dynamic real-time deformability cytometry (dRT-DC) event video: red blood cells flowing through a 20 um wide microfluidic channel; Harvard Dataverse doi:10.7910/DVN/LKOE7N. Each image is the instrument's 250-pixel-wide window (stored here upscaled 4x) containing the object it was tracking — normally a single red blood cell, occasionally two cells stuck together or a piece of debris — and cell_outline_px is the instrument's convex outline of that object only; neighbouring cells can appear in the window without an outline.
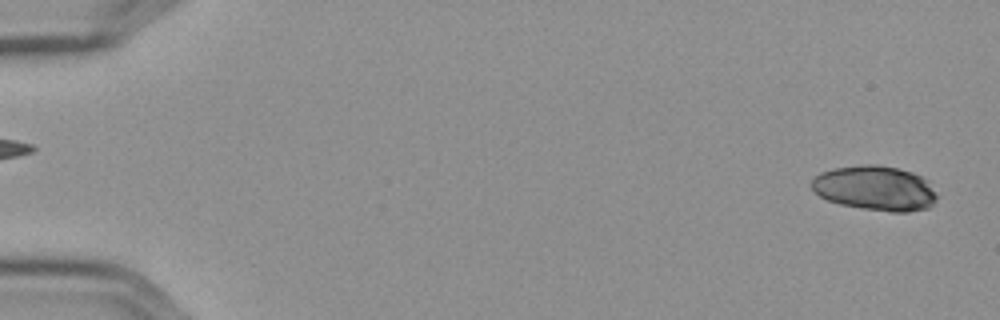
{"species": "Egyptian fruit bat (a non-hibernating species)", "species_latin": "Rousettus aegyptiacus", "temperature_condition": "cold", "stored_images_in_passage": 57, "camera_frame_rate_fps": 3000, "um_per_image_px": 0.085, "frame": {"image": 1, "passage_image": 2, "time_ms": 0.333, "image_size_px": [1000, 320], "cell_outline_px": [[936, 200], [928, 208], [908, 212], [888, 212], [840, 204], [828, 200], [820, 196], [812, 188], [812, 180], [820, 172], [836, 168], [868, 164], [876, 164], [896, 168], [912, 172], [928, 180], [936, 196]], "centroid_in_image_um": [74.4, 16.0], "position_along_channel_um": 10.6, "area_um2": 32.43}}
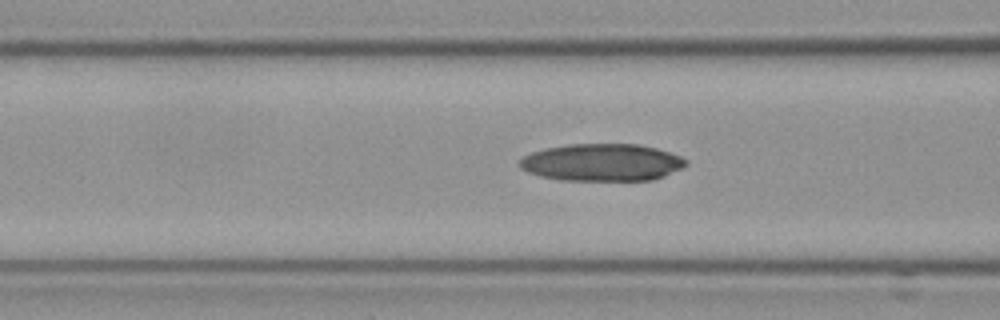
{"frame": {"image": 2, "passage_image": 23, "time_ms": 7.333, "image_size_px": [1000, 320], "cell_outline_px": [[688, 164], [664, 176], [652, 180], [560, 180], [540, 176], [528, 172], [520, 168], [520, 160], [524, 156], [532, 152], [548, 148], [568, 144], [636, 144], [656, 148], [680, 156], [688, 160]], "centroid_in_image_um": [51.17, 13.81], "position_along_channel_um": 115.4, "area_um2": 35.95}}
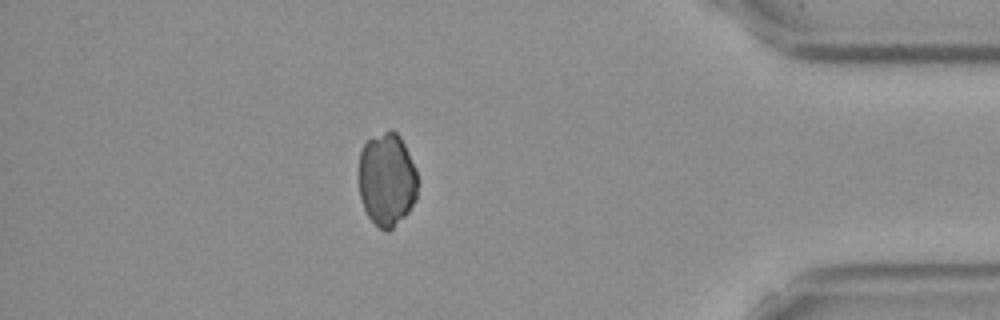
{"frame": {"image": 3, "passage_image": 50, "time_ms": 16.333, "image_size_px": [1000, 320], "cell_outline_px": [[416, 200], [408, 212], [388, 232], [384, 232], [368, 216], [364, 208], [360, 196], [360, 152], [364, 144], [368, 140], [392, 128], [400, 136], [416, 168]], "centroid_in_image_um": [32.89, 15.26], "position_along_channel_um": 402.3, "area_um2": 31.73}}